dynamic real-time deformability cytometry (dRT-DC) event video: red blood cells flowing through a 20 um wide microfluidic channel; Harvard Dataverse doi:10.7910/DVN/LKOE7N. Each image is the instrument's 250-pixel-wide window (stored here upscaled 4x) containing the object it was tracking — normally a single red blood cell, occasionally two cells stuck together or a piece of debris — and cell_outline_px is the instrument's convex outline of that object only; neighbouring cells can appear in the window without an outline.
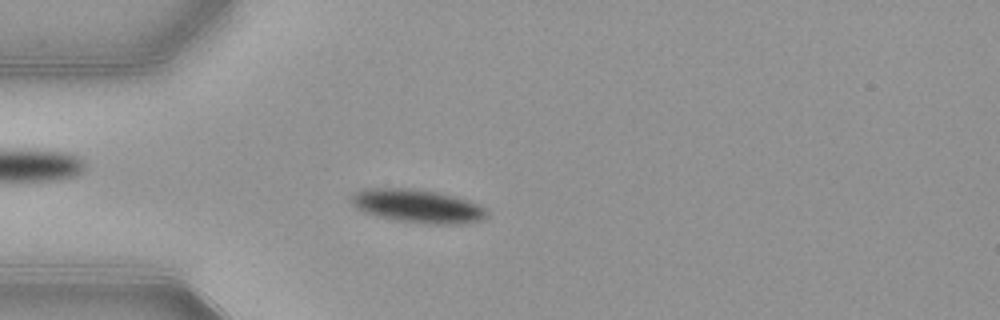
{"species": "common noctule bat (a hibernating species)", "species_latin": "Nyctalus noctula", "temperature_condition": "warm", "stored_images_in_passage": 46, "camera_frame_rate_fps": 3000, "um_per_image_px": 0.085, "animal": {"sex": "female", "body_mass_g": 21.9}, "frame": {"image": 1, "passage_image": 8, "time_ms": 2.333, "image_size_px": [1000, 320], "cell_outline_px": [[488, 216], [480, 220], [464, 224], [428, 224], [396, 220], [364, 212], [356, 208], [348, 200], [356, 192], [364, 188], [408, 188], [436, 192], [456, 196], [476, 204], [484, 208], [488, 212]], "centroid_in_image_um": [35.48, 17.52], "position_along_channel_um": 49.5, "area_um2": 26.3}}
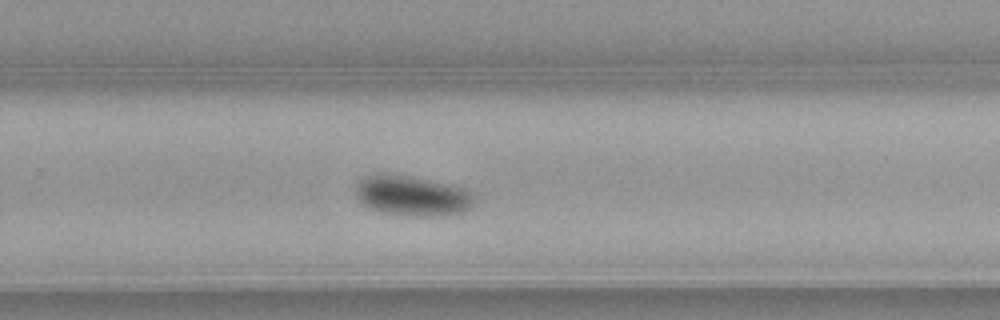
{"frame": {"image": 2, "passage_image": 28, "time_ms": 9.0, "image_size_px": [1000, 320], "cell_outline_px": [[476, 204], [464, 212], [436, 216], [412, 216], [380, 212], [368, 208], [356, 196], [356, 180], [364, 176], [376, 172], [380, 172], [408, 176], [448, 184], [464, 188], [472, 192], [476, 200]], "centroid_in_image_um": [35.02, 16.63], "position_along_channel_um": 294.8, "area_um2": 28.26}}
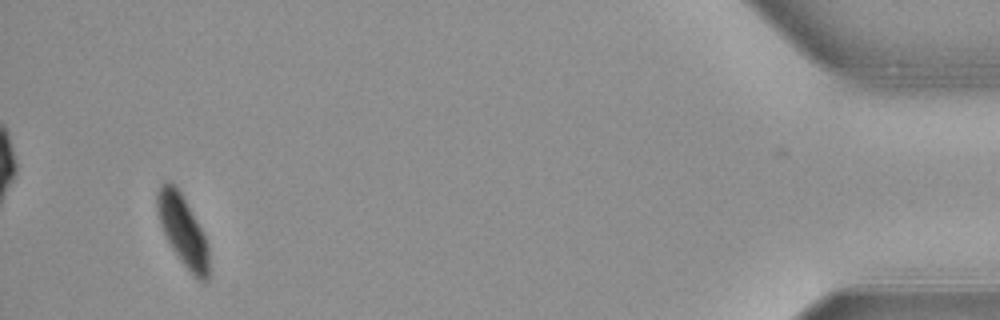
{"frame": {"image": 3, "passage_image": 44, "time_ms": 14.333, "image_size_px": [1000, 320], "cell_outline_px": [[208, 280], [200, 280], [192, 276], [172, 248], [160, 224], [156, 208], [156, 192], [160, 184], [164, 180], [168, 180], [176, 184], [204, 232], [208, 244]], "centroid_in_image_um": [15.52, 19.52], "position_along_channel_um": 419.7, "area_um2": 21.44}, "authors_computed_cell_mechanics": {"area_um2": 26.3279, "velocity_mm_per_s": 3.8529, "shape_relaxation_time_tau1_ms": 3.2614, "shape_relaxation_time_tau2_ms": null, "deformation_change_tau1": 0.1193, "deformation_change_tau2": null}}